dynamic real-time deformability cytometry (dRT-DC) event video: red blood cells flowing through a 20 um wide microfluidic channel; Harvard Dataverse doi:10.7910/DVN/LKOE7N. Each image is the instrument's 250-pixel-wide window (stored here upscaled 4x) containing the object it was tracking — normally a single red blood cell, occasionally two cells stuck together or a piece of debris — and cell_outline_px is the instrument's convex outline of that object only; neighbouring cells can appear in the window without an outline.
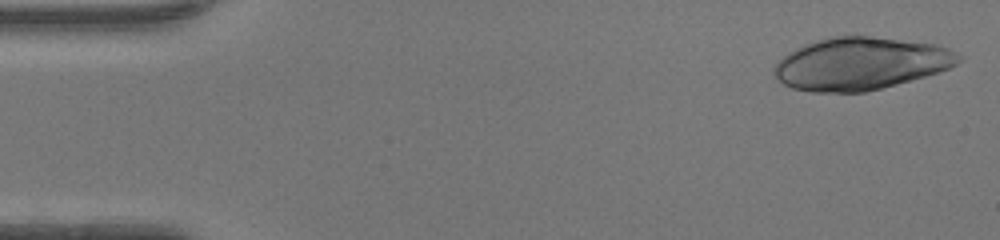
{"species": "human", "species_latin": "Homo sapiens", "temperature_condition": "warm", "stored_images_in_passage": 16, "camera_frame_rate_fps": 3000, "um_per_image_px": 0.085, "donor": {"sex": "female"}, "frame": {"image": 1, "passage_image": 1, "time_ms": 0.0, "image_size_px": [1000, 240], "cell_outline_px": [[964, 56], [956, 64], [948, 68], [912, 80], [864, 92], [812, 92], [792, 88], [776, 80], [772, 72], [772, 68], [788, 52], [804, 44], [828, 36], [872, 36], [936, 44], [948, 48]], "centroid_in_image_um": [73.12, 5.4], "position_along_channel_um": 11.9, "area_um2": 56.47}}
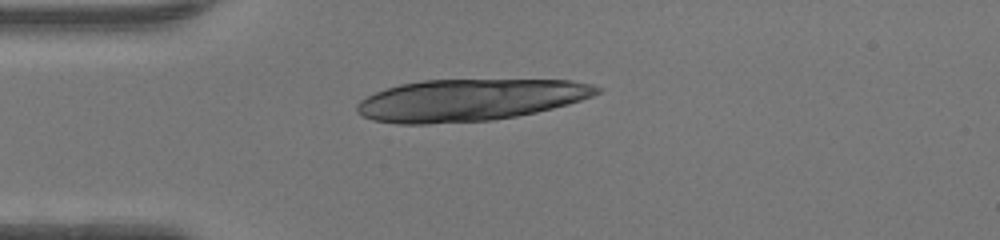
{"frame": {"image": 2, "passage_image": 11, "time_ms": 3.333, "image_size_px": [1000, 240], "cell_outline_px": [[604, 88], [600, 92], [592, 96], [568, 104], [536, 112], [516, 116], [492, 120], [428, 124], [396, 124], [372, 120], [360, 116], [356, 112], [356, 104], [360, 100], [376, 92], [400, 84], [424, 80], [572, 80], [592, 84]], "centroid_in_image_um": [39.9, 8.5], "position_along_channel_um": 45.1, "area_um2": 58.67}}